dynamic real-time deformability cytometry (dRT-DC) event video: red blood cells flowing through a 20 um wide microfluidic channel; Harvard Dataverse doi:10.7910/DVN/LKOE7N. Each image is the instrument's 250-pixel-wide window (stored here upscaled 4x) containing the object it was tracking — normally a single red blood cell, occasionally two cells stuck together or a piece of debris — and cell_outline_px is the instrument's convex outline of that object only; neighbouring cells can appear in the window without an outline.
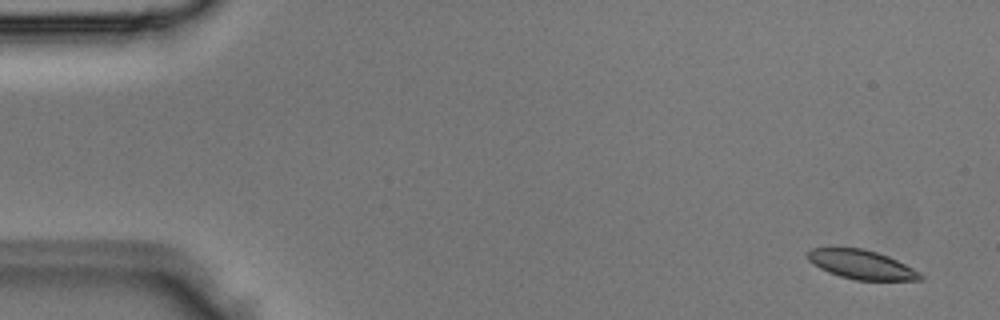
{"species": "Egyptian fruit bat (a non-hibernating species)", "species_latin": "Rousettus aegyptiacus", "temperature_condition": "room temperature", "stored_images_in_passage": 2, "segment_of_instrument_passage": [2, 2], "camera_frame_rate_fps": 3000, "um_per_image_px": 0.085, "animal": {"sex": "male"}, "frame": {"image": 1, "passage_image": 2, "time_ms": 0.333, "image_size_px": [1000, 320], "cell_outline_px": [[924, 276], [920, 280], [856, 280], [840, 276], [828, 272], [820, 268], [808, 260], [808, 252], [812, 248], [864, 248], [888, 256], [920, 272]], "centroid_in_image_um": [73.23, 22.49], "position_along_channel_um": 11.8, "area_um2": 18.84}}